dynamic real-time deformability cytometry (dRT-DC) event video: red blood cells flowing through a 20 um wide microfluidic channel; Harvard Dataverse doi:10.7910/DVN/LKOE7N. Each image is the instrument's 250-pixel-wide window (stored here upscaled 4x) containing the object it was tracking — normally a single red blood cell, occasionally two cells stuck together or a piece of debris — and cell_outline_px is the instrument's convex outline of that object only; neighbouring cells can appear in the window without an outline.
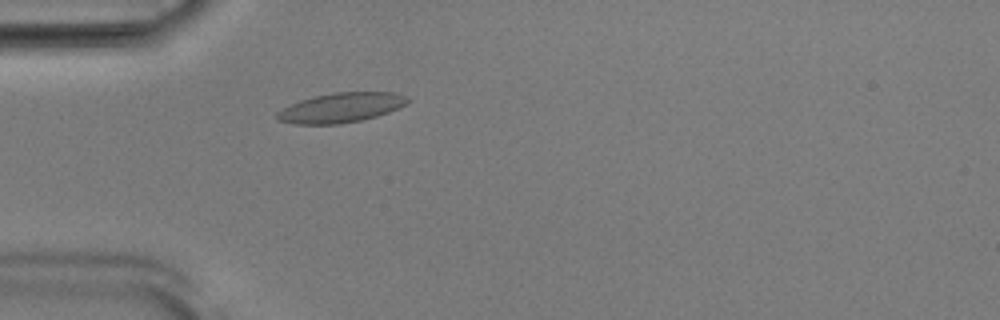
{"species": "Egyptian fruit bat (a non-hibernating species)", "species_latin": "Rousettus aegyptiacus", "temperature_condition": "room temperature", "stored_images_in_passage": 41, "camera_frame_rate_fps": 3000, "um_per_image_px": 0.085, "animal": {"sex": "male"}, "frame": {"image": 1, "passage_image": 4, "time_ms": 1.0, "image_size_px": [1000, 320], "cell_outline_px": [[412, 100], [388, 112], [376, 116], [360, 120], [340, 124], [296, 124], [276, 120], [276, 112], [300, 100], [332, 92], [392, 92], [408, 96]], "centroid_in_image_um": [28.98, 9.15], "position_along_channel_um": 56.0, "area_um2": 22.43}}
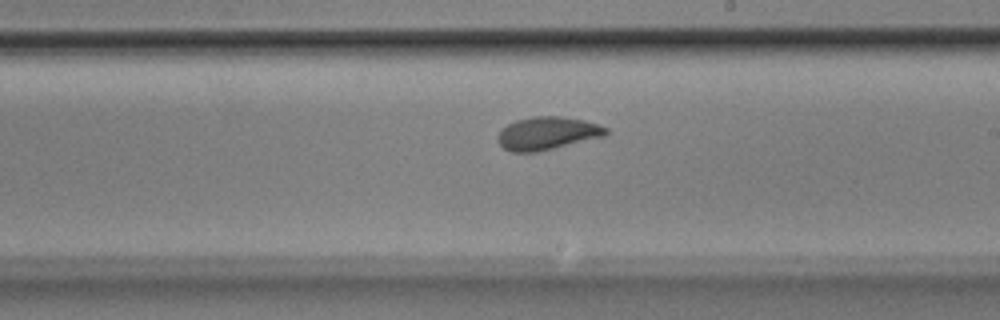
{"frame": {"image": 2, "passage_image": 19, "time_ms": 6.0, "image_size_px": [1000, 320], "cell_outline_px": [[608, 132], [604, 136], [536, 152], [512, 152], [504, 148], [496, 140], [496, 136], [500, 128], [516, 120], [532, 116], [560, 116], [584, 120], [608, 128]], "centroid_in_image_um": [46.46, 11.32], "position_along_channel_um": 242.5, "area_um2": 20.75}}
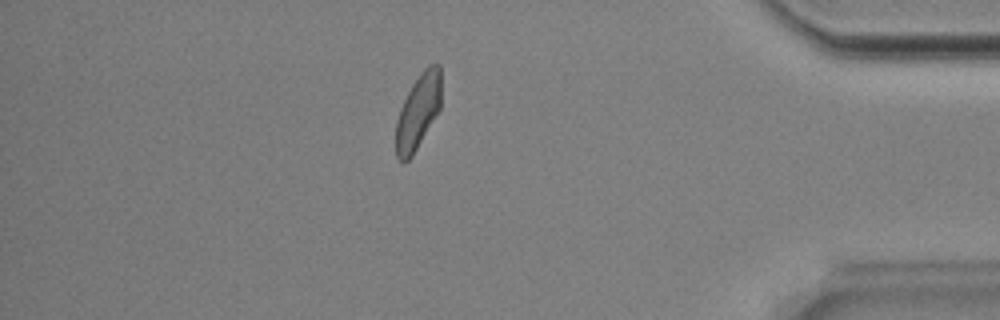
{"frame": {"image": 3, "passage_image": 34, "time_ms": 11.0, "image_size_px": [1000, 320], "cell_outline_px": [[440, 108], [412, 156], [404, 164], [396, 156], [396, 120], [400, 108], [412, 84], [420, 72], [428, 64], [440, 64]], "centroid_in_image_um": [35.52, 9.48], "position_along_channel_um": 399.7, "area_um2": 19.59}, "authors_computed_cell_mechanics": {"area_um2": 20.5768, "velocity_mm_per_s": 3.8638, "shape_relaxation_time_tau1_ms": 4.2606, "shape_relaxation_time_tau2_ms": 0.9443, "deformation_change_tau1": 0.1295, "deformation_change_tau2": 0.0636}}